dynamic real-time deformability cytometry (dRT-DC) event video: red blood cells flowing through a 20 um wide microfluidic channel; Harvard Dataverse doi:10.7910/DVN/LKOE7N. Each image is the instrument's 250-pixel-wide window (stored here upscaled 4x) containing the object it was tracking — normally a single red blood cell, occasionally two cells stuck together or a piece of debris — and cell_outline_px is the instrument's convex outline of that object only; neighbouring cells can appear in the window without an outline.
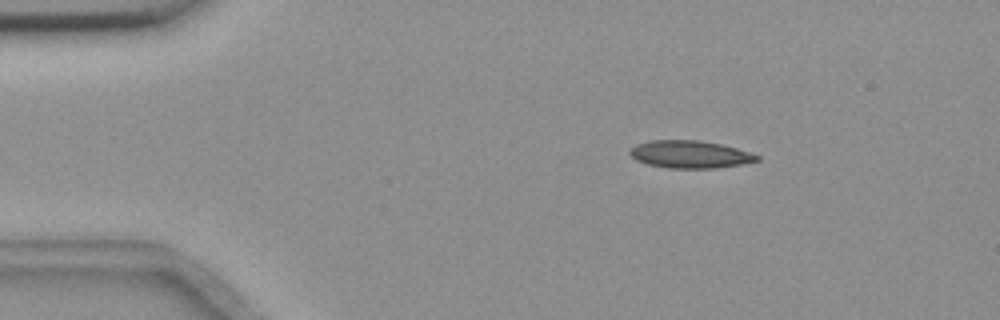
{"species": "common noctule bat (a hibernating species)", "species_latin": "Nyctalus noctula", "temperature_condition": "room temperature", "stored_images_in_passage": 4, "camera_frame_rate_fps": 3000, "um_per_image_px": 0.085, "animal": {"sex": "female", "body_mass_g": 18.4}, "frame": {"image": 1, "passage_image": 2, "time_ms": 0.333, "image_size_px": [1000, 320], "cell_outline_px": [[760, 160], [740, 164], [716, 168], [668, 168], [648, 164], [636, 160], [628, 152], [636, 144], [648, 140], [700, 140], [720, 144], [736, 148], [760, 156]], "centroid_in_image_um": [58.62, 13.11], "position_along_channel_um": 26.4, "area_um2": 20.29}}